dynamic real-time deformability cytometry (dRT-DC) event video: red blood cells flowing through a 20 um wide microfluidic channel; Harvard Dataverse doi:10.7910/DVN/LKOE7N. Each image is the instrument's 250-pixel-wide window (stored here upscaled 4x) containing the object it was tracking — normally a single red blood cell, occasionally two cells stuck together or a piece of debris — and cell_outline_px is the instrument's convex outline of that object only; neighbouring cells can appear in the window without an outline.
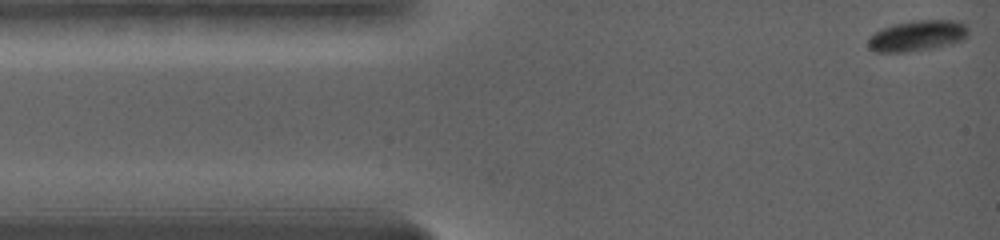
{"species": "common noctule bat (a hibernating species)", "species_latin": "Nyctalus noctula", "temperature_condition": "warm", "stored_images_in_passage": 31, "camera_frame_rate_fps": 5000, "um_per_image_px": 0.085, "animal": {"sex": "female", "body_mass_g": 19.0, "forearm_length_mm": 56.7}, "frame": {"image": 1, "passage_image": 1, "time_ms": 0.0, "image_size_px": [1000, 240], "cell_outline_px": [[964, 36], [960, 40], [924, 48], [900, 52], [876, 52], [868, 44], [868, 40], [876, 32], [892, 24], [912, 20], [956, 20], [964, 24]], "centroid_in_image_um": [77.88, 3.0], "position_along_channel_um": 7.1, "area_um2": 16.88}}
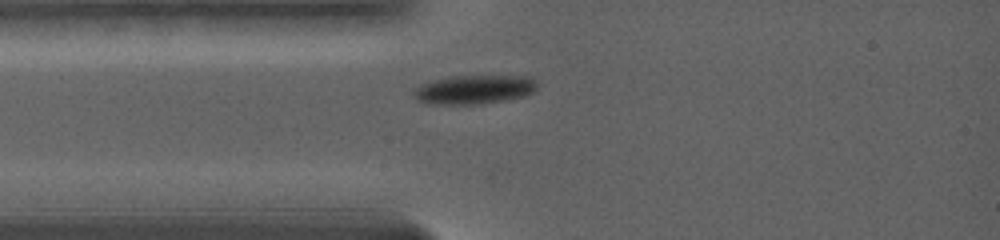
{"frame": {"image": 2, "passage_image": 17, "time_ms": 3.0, "image_size_px": [1000, 240], "cell_outline_px": [[536, 88], [532, 92], [524, 96], [504, 100], [472, 104], [440, 104], [420, 100], [416, 96], [416, 88], [424, 84], [436, 80], [452, 76], [528, 76], [536, 84]], "centroid_in_image_um": [40.38, 7.6], "position_along_channel_um": 44.6, "area_um2": 19.94}}
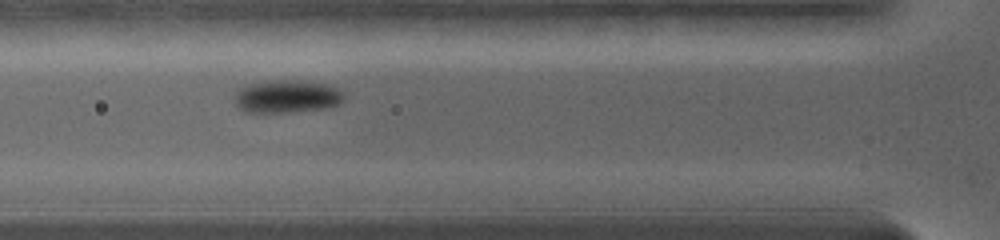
{"frame": {"image": 3, "passage_image": 26, "time_ms": 4.6, "image_size_px": [1000, 240], "cell_outline_px": [[348, 96], [340, 104], [324, 108], [284, 112], [244, 112], [232, 100], [236, 92], [244, 84], [280, 80], [296, 80], [332, 84]], "centroid_in_image_um": [24.41, 8.18], "position_along_channel_um": 101.4, "area_um2": 21.21}}